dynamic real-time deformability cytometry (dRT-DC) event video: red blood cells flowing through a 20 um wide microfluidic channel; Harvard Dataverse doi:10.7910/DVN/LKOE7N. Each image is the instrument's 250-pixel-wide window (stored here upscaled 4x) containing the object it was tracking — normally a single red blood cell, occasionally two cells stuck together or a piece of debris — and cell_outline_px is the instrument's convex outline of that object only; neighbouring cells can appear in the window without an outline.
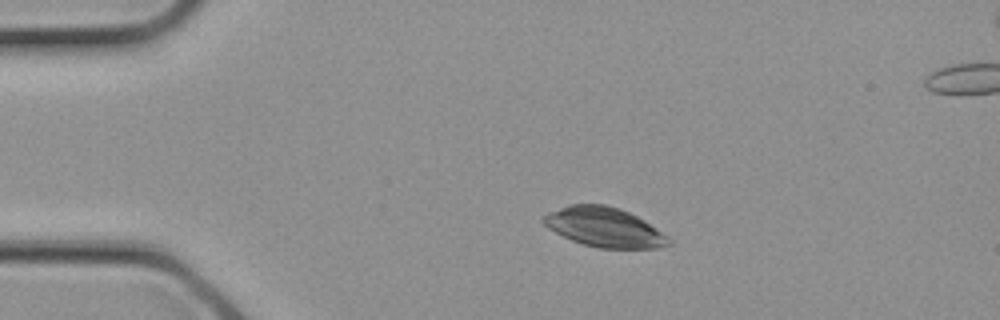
{"species": "common noctule bat (a hibernating species)", "species_latin": "Nyctalus noctula", "temperature_condition": "cold", "stored_images_in_passage": 2, "camera_frame_rate_fps": 3000, "um_per_image_px": 0.085, "animal": {"sex": "female", "body_mass_g": 21.9}, "frame": {"image": 1, "passage_image": 1, "time_ms": 0.0, "image_size_px": [1000, 320], "cell_outline_px": [[672, 244], [656, 248], [600, 248], [584, 244], [572, 240], [548, 228], [540, 220], [540, 216], [548, 212], [568, 204], [604, 204], [620, 208], [644, 220], [668, 236], [672, 240]], "centroid_in_image_um": [51.35, 19.3], "position_along_channel_um": 33.7, "area_um2": 28.9}}